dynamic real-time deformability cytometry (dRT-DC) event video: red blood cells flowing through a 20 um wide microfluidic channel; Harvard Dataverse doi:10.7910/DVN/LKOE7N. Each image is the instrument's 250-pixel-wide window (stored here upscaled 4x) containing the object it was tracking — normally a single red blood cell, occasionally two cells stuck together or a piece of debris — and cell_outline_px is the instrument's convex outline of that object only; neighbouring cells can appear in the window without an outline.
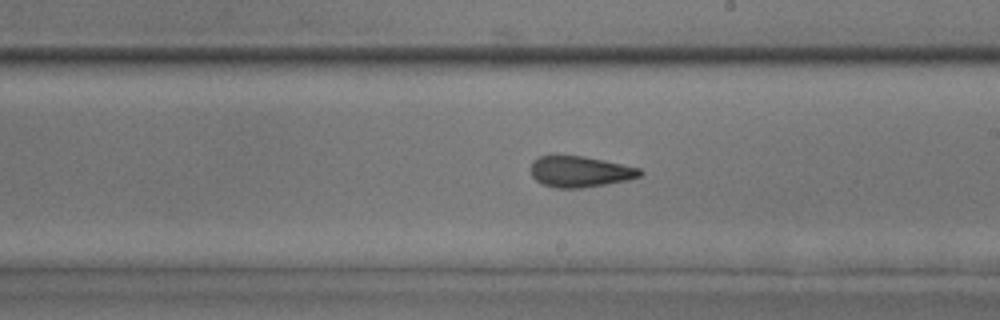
{"species": "common noctule bat (a hibernating species)", "species_latin": "Nyctalus noctula", "temperature_condition": "room temperature", "stored_images_in_passage": 36, "camera_frame_rate_fps": 3000, "um_per_image_px": 0.085, "animal": {"sex": "male", "body_mass_g": 17.9, "forearm_length_mm": 54.2}, "frame": {"image": 1, "passage_image": 26, "time_ms": 8.333, "image_size_px": [1000, 320], "cell_outline_px": [[644, 172], [640, 176], [628, 180], [580, 188], [556, 188], [544, 184], [536, 180], [532, 176], [532, 160], [540, 156], [584, 156], [640, 168]], "centroid_in_image_um": [49.31, 14.59], "position_along_channel_um": 239.7, "area_um2": 19.48}}